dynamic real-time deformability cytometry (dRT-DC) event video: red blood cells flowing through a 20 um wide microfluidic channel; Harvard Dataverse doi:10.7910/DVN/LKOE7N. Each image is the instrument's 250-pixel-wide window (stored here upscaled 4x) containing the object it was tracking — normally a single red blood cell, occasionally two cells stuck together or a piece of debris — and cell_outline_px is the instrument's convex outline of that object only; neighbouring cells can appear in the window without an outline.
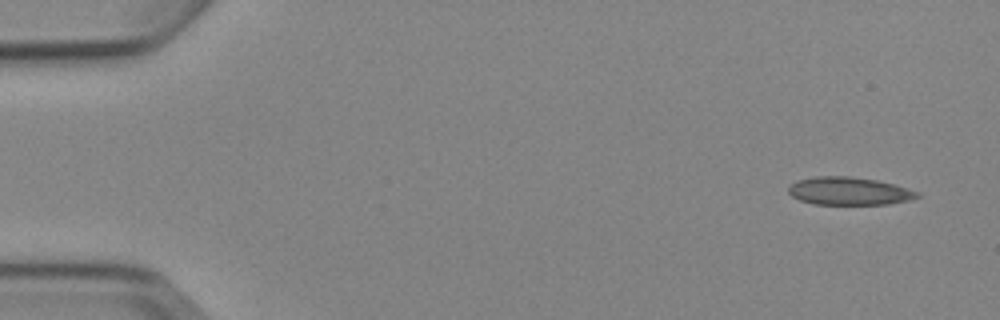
{"species": "Egyptian fruit bat (a non-hibernating species)", "species_latin": "Rousettus aegyptiacus", "temperature_condition": "cold", "stored_images_in_passage": 7, "camera_frame_rate_fps": 3000, "um_per_image_px": 0.085, "animal": {"sex": "female"}, "frame": {"image": 1, "passage_image": 1, "time_ms": 0.0, "image_size_px": [1000, 320], "cell_outline_px": [[920, 196], [908, 200], [888, 204], [812, 204], [800, 200], [792, 196], [788, 192], [788, 184], [796, 180], [816, 176], [848, 176], [876, 180], [908, 188], [920, 192]], "centroid_in_image_um": [72.12, 16.24], "position_along_channel_um": 12.9, "area_um2": 20.98}}
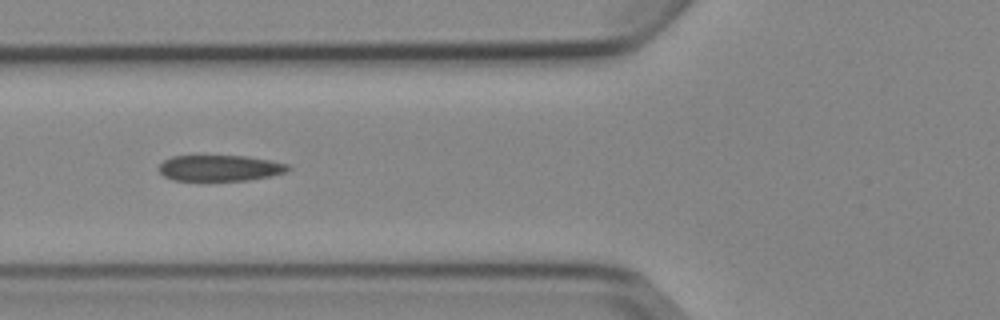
{"frame": {"image": 2, "passage_image": 6, "time_ms": 5.667, "image_size_px": [1000, 320], "cell_outline_px": [[292, 168], [284, 172], [272, 176], [248, 180], [172, 180], [164, 176], [160, 172], [160, 164], [164, 160], [172, 156], [248, 156], [288, 164]], "centroid_in_image_um": [18.71, 14.28], "position_along_channel_um": 107.1, "area_um2": 19.42}}
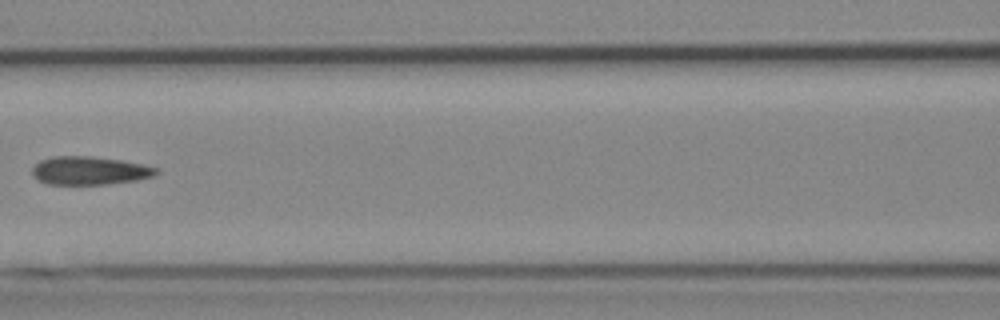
{"frame": {"image": 3, "passage_image": 7, "time_ms": 7.0, "image_size_px": [1000, 320], "cell_outline_px": [[160, 172], [156, 176], [136, 180], [108, 184], [48, 184], [36, 180], [32, 176], [32, 168], [40, 160], [52, 156], [92, 156], [120, 160], [144, 164], [160, 168]], "centroid_in_image_um": [7.64, 14.5], "position_along_channel_um": 159.0, "area_um2": 20.75}}